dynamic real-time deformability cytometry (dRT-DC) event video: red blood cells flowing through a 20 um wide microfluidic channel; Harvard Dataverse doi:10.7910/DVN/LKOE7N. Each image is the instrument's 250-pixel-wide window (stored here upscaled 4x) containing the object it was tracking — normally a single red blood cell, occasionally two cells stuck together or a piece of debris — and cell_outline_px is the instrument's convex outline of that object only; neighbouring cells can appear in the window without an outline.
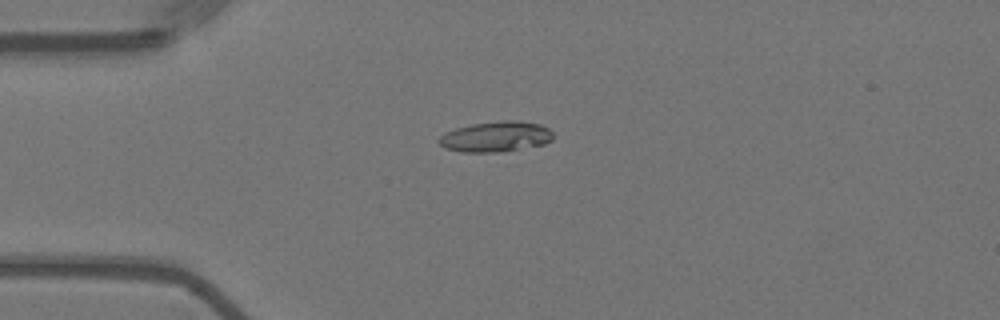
{"species": "Egyptian fruit bat (a non-hibernating species)", "species_latin": "Rousettus aegyptiacus", "temperature_condition": "warm", "stored_images_in_passage": 56, "camera_frame_rate_fps": 3000, "um_per_image_px": 0.085, "animal": {"sex": "female"}, "frame": {"image": 1, "passage_image": 14, "time_ms": 4.333, "image_size_px": [1000, 320], "cell_outline_px": [[552, 140], [544, 144], [500, 152], [460, 152], [444, 148], [436, 140], [444, 132], [456, 128], [472, 124], [504, 120], [516, 120], [540, 124], [548, 128], [552, 132]], "centroid_in_image_um": [42.11, 11.61], "position_along_channel_um": 42.9, "area_um2": 20.35}}
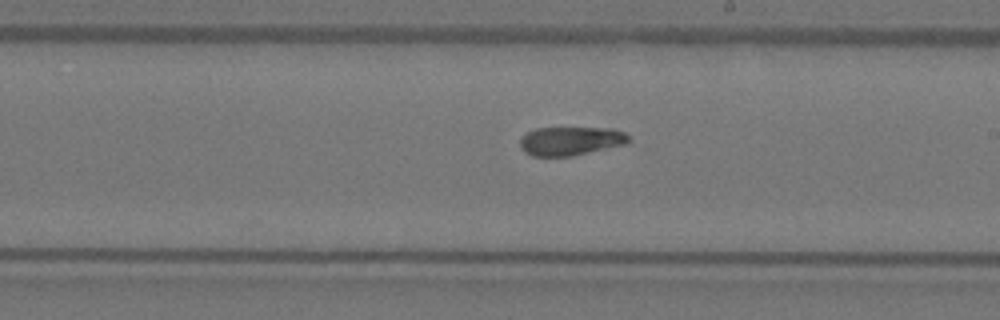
{"frame": {"image": 2, "passage_image": 32, "time_ms": 10.333, "image_size_px": [1000, 320], "cell_outline_px": [[628, 140], [624, 144], [572, 156], [532, 156], [524, 152], [520, 148], [520, 140], [528, 132], [536, 128], [612, 128], [624, 132], [628, 136]], "centroid_in_image_um": [48.46, 11.98], "position_along_channel_um": 240.5, "area_um2": 17.98}}
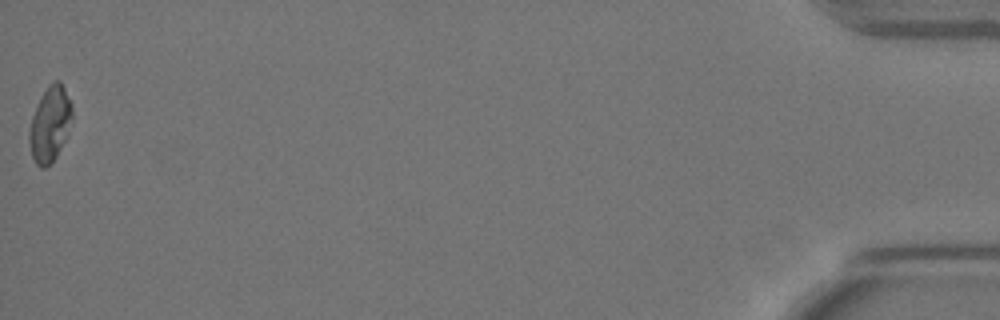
{"frame": {"image": 3, "passage_image": 56, "time_ms": 18.333, "image_size_px": [1000, 320], "cell_outline_px": [[72, 120], [68, 132], [56, 156], [44, 168], [40, 168], [36, 164], [32, 156], [28, 140], [28, 132], [32, 116], [48, 84], [52, 80], [60, 80], [72, 104]], "centroid_in_image_um": [4.24, 10.53], "position_along_channel_um": 431.0, "area_um2": 18.61}, "authors_computed_cell_mechanics": {"area_um2": 18.9006, "velocity_mm_per_s": 3.6229, "shape_relaxation_time_tau1_ms": null, "shape_relaxation_time_tau2_ms": 3.2896, "deformation_change_tau1": null, "deformation_change_tau2": 0.0989}}